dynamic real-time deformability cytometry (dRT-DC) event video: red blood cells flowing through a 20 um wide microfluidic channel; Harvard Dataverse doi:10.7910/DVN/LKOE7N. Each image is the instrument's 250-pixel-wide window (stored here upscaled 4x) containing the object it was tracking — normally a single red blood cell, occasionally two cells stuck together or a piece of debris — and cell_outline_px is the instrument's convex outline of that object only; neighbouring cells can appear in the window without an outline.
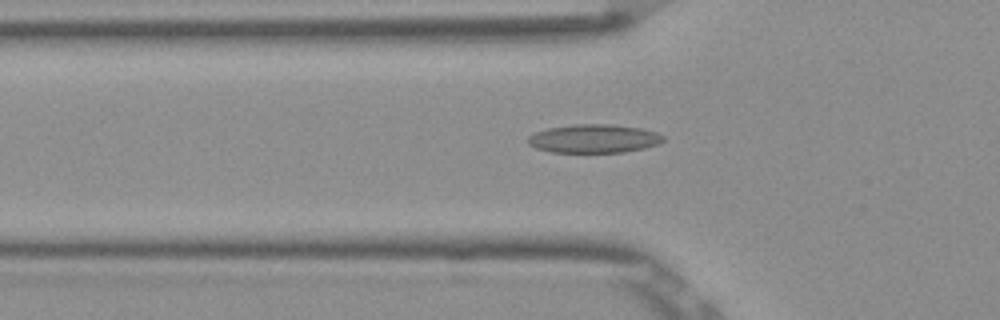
{"species": "Egyptian fruit bat (a non-hibernating species)", "species_latin": "Rousettus aegyptiacus", "temperature_condition": "room temperature", "stored_images_in_passage": 52, "camera_frame_rate_fps": 3000, "um_per_image_px": 0.085, "frame": {"image": 1, "passage_image": 17, "time_ms": 5.333, "image_size_px": [1000, 320], "cell_outline_px": [[664, 140], [660, 144], [644, 148], [624, 152], [552, 152], [536, 148], [528, 144], [528, 136], [536, 132], [548, 128], [576, 124], [612, 124], [640, 128], [656, 132], [664, 136]], "centroid_in_image_um": [50.5, 11.78], "position_along_channel_um": 75.3, "area_um2": 22.48}}
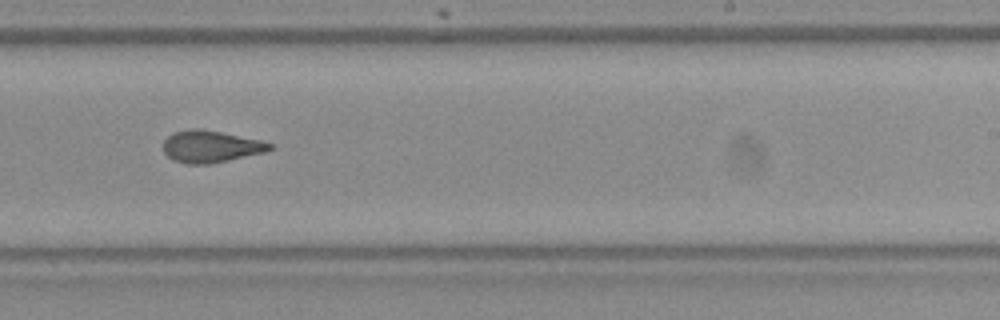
{"frame": {"image": 2, "passage_image": 32, "time_ms": 10.333, "image_size_px": [1000, 320], "cell_outline_px": [[276, 148], [264, 152], [212, 164], [188, 164], [176, 160], [168, 156], [164, 152], [164, 140], [172, 132], [188, 128], [200, 128], [260, 140], [276, 144]], "centroid_in_image_um": [17.94, 12.44], "position_along_channel_um": 271.1, "area_um2": 19.94}}
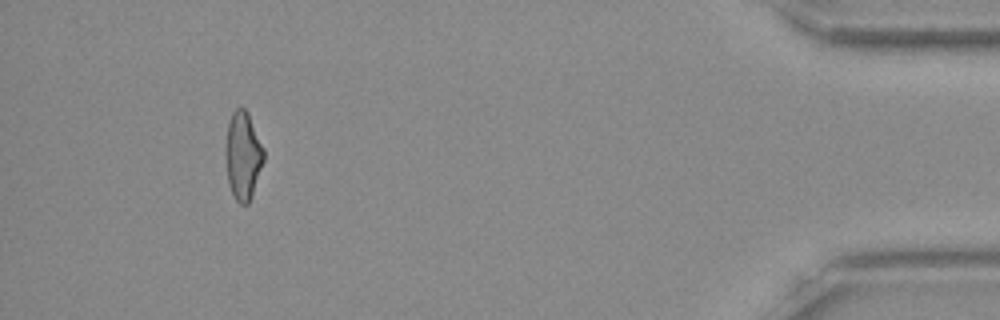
{"frame": {"image": 3, "passage_image": 48, "time_ms": 15.667, "image_size_px": [1000, 320], "cell_outline_px": [[264, 160], [252, 196], [248, 204], [240, 204], [236, 200], [228, 184], [224, 152], [224, 144], [228, 124], [232, 112], [236, 108], [244, 108], [248, 112], [264, 148]], "centroid_in_image_um": [20.63, 13.22], "position_along_channel_um": 414.6, "area_um2": 19.88}, "authors_computed_cell_mechanics": {"area_um2": 20.1433, "velocity_mm_per_s": 3.8927, "shape_relaxation_time_tau1_ms": 8.809, "shape_relaxation_time_tau2_ms": 2.0992, "deformation_change_tau1": 0.2113, "deformation_change_tau2": 0.1003}}